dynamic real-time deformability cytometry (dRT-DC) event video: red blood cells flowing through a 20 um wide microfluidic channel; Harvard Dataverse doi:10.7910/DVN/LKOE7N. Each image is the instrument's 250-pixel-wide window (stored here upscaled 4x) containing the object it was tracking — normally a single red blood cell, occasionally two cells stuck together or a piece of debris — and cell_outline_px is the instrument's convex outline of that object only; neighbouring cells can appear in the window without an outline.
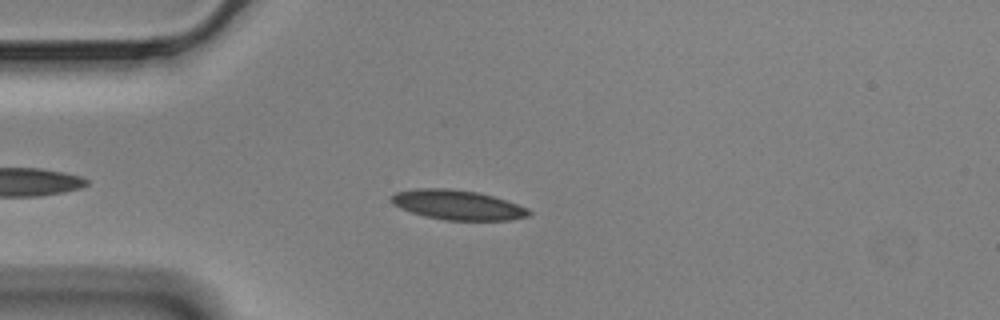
{"species": "Egyptian fruit bat (a non-hibernating species)", "species_latin": "Rousettus aegyptiacus", "temperature_condition": "cold", "stored_images_in_passage": 51, "camera_frame_rate_fps": 3000, "um_per_image_px": 0.085, "animal": {"sex": "male"}, "frame": {"image": 1, "passage_image": 8, "time_ms": 2.333, "image_size_px": [1000, 320], "cell_outline_px": [[532, 212], [528, 216], [512, 220], [444, 220], [424, 216], [400, 208], [392, 204], [388, 200], [388, 196], [396, 192], [416, 188], [452, 188], [480, 192], [528, 208]], "centroid_in_image_um": [38.84, 17.41], "position_along_channel_um": 46.2, "area_um2": 24.04}}
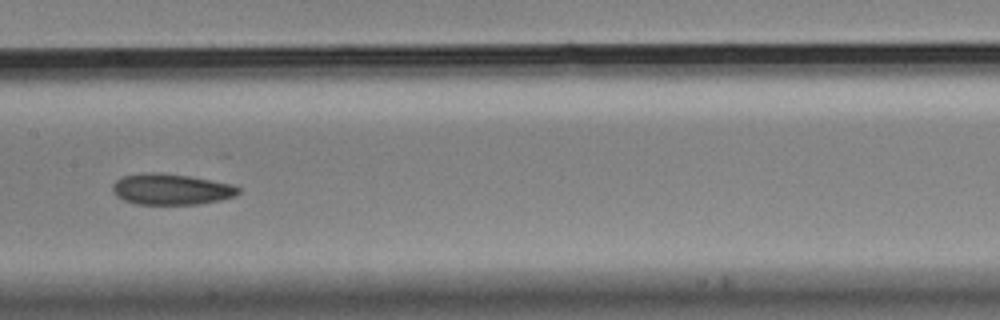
{"frame": {"image": 2, "passage_image": 22, "time_ms": 7.0, "image_size_px": [1000, 320], "cell_outline_px": [[240, 192], [236, 196], [220, 200], [200, 204], [136, 204], [124, 200], [116, 196], [112, 192], [112, 184], [116, 180], [124, 176], [144, 172], [160, 172], [188, 176], [232, 184], [240, 188]], "centroid_in_image_um": [14.53, 16.09], "position_along_channel_um": 192.9, "area_um2": 22.83}}
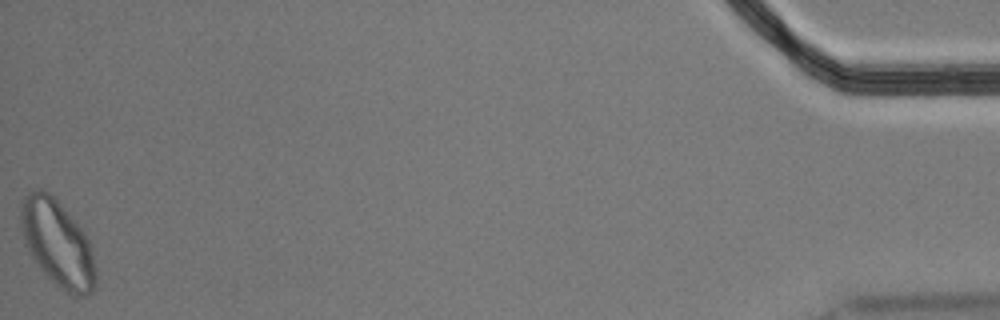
{"frame": {"image": 3, "passage_image": 51, "time_ms": 16.667, "image_size_px": [1000, 320], "cell_outline_px": [[96, 284], [92, 292], [88, 296], [76, 296], [60, 288], [40, 268], [28, 252], [24, 244], [20, 224], [20, 200], [28, 192], [40, 188], [44, 188], [56, 196], [80, 228], [88, 240], [92, 252], [96, 268]], "centroid_in_image_um": [4.86, 20.64], "position_along_channel_um": 430.3, "area_um2": 38.09}, "authors_computed_cell_mechanics": {"area_um2": 23.2934, "velocity_mm_per_s": 3.4608, "shape_relaxation_time_tau1_ms": 5.5802, "shape_relaxation_time_tau2_ms": 5.7436, "deformation_change_tau1": 0.1048, "deformation_change_tau2": 0.1123}}